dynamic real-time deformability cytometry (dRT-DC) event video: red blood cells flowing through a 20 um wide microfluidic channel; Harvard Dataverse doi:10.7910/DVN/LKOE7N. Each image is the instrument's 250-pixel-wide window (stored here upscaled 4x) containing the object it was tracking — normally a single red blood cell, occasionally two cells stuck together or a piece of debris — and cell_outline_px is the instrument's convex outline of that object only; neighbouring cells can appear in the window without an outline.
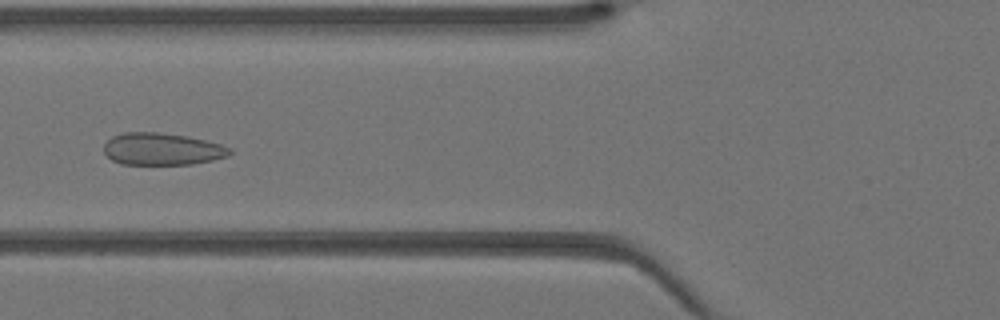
{"species": "Egyptian fruit bat (a non-hibernating species)", "species_latin": "Rousettus aegyptiacus", "temperature_condition": "warm", "stored_images_in_passage": 32, "camera_frame_rate_fps": 3000, "um_per_image_px": 0.085, "animal": {"sex": "female"}, "frame": {"image": 1, "passage_image": 8, "time_ms": 2.333, "image_size_px": [1000, 320], "cell_outline_px": [[232, 152], [228, 156], [212, 160], [192, 164], [120, 164], [112, 160], [104, 152], [104, 144], [112, 136], [124, 132], [160, 132], [188, 136], [220, 144], [232, 148]], "centroid_in_image_um": [13.77, 12.66], "position_along_channel_um": 112.0, "area_um2": 23.64}}
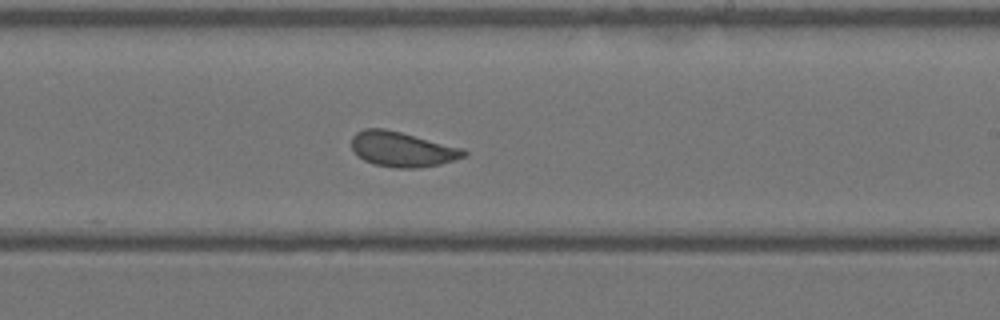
{"frame": {"image": 2, "passage_image": 17, "time_ms": 5.333, "image_size_px": [1000, 320], "cell_outline_px": [[468, 152], [464, 156], [440, 164], [420, 168], [392, 168], [372, 164], [364, 160], [352, 148], [352, 136], [356, 132], [364, 128], [384, 128], [464, 148]], "centroid_in_image_um": [34.18, 12.69], "position_along_channel_um": 254.8, "area_um2": 22.89}}
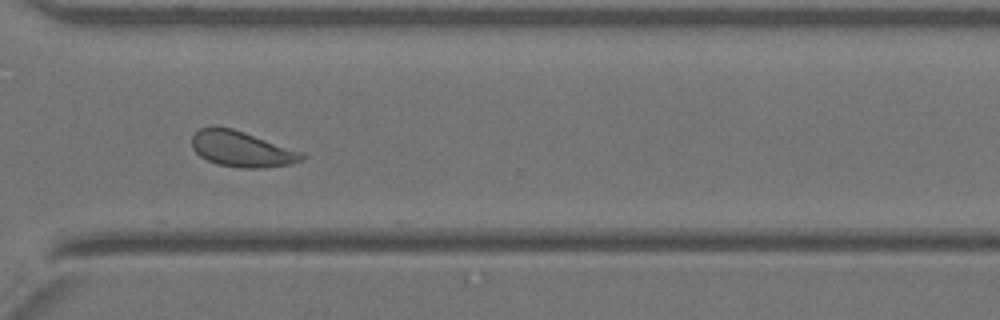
{"frame": {"image": 3, "passage_image": 23, "time_ms": 7.333, "image_size_px": [1000, 320], "cell_outline_px": [[308, 156], [304, 160], [292, 164], [264, 168], [240, 168], [216, 164], [200, 156], [192, 148], [192, 136], [200, 128], [232, 128], [304, 152]], "centroid_in_image_um": [20.61, 12.7], "position_along_channel_um": 350.0, "area_um2": 22.89}}